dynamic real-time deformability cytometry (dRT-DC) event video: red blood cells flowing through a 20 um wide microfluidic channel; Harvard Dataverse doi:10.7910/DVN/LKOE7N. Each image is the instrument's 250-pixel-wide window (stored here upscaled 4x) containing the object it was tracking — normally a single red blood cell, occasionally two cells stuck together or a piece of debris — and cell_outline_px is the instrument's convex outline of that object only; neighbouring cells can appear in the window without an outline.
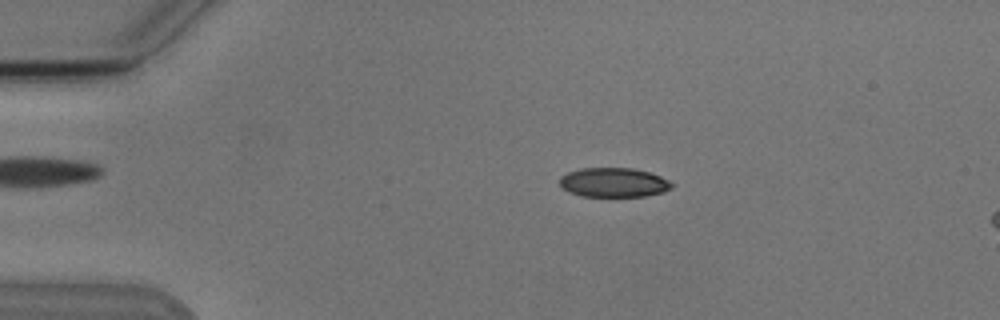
{"species": "Egyptian fruit bat (a non-hibernating species)", "species_latin": "Rousettus aegyptiacus", "temperature_condition": "cold", "stored_images_in_passage": 7, "camera_frame_rate_fps": 3000, "um_per_image_px": 0.085, "animal": {"sex": "male"}, "frame": {"image": 1, "passage_image": 3, "time_ms": 2.333, "image_size_px": [1000, 320], "cell_outline_px": [[672, 188], [664, 192], [644, 196], [580, 196], [568, 192], [560, 184], [560, 176], [568, 172], [580, 168], [632, 168], [648, 172], [660, 176], [668, 180], [672, 184]], "centroid_in_image_um": [52.14, 15.51], "position_along_channel_um": 32.9, "area_um2": 19.13}}
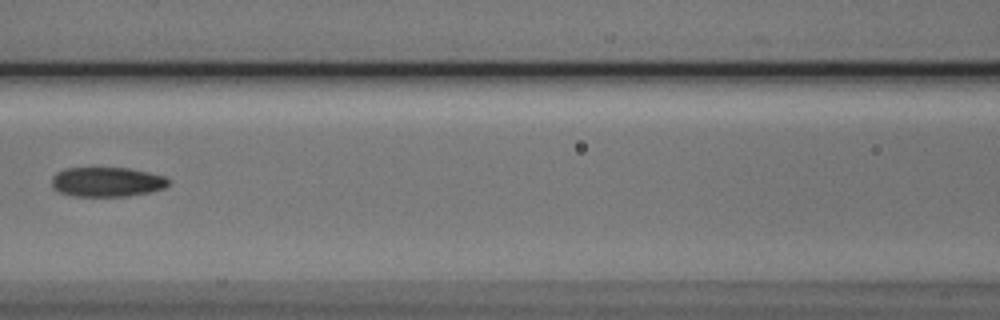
{"frame": {"image": 2, "passage_image": 7, "time_ms": 7.0, "image_size_px": [1000, 320], "cell_outline_px": [[168, 184], [164, 188], [152, 192], [128, 196], [72, 196], [60, 192], [52, 188], [52, 176], [56, 172], [64, 168], [128, 168], [148, 172], [164, 176], [168, 180]], "centroid_in_image_um": [9.06, 15.46], "position_along_channel_um": 157.5, "area_um2": 20.23}}